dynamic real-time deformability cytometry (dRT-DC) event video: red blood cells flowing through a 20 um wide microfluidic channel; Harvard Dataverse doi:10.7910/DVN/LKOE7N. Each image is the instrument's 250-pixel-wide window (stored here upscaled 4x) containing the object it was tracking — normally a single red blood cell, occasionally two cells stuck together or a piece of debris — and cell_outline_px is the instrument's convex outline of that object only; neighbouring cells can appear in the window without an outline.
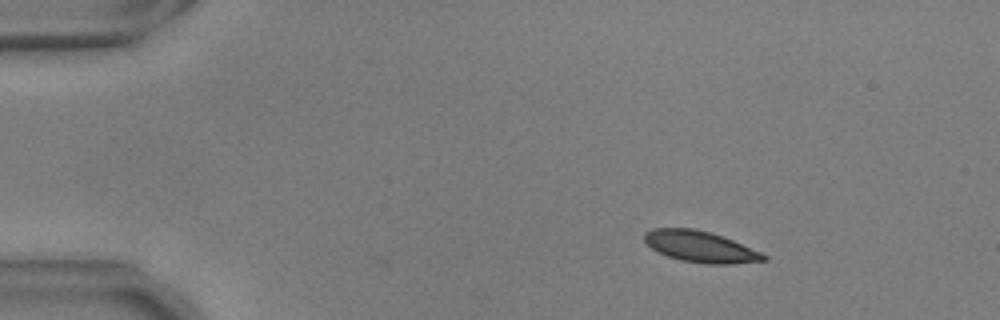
{"species": "common noctule bat (a hibernating species)", "species_latin": "Nyctalus noctula", "temperature_condition": "warm", "stored_images_in_passage": 37, "camera_frame_rate_fps": 3000, "um_per_image_px": 0.085, "animal": {"sex": "male", "body_mass_g": 17.9, "forearm_length_mm": 54.2}, "frame": {"image": 1, "passage_image": 1, "time_ms": 0.0, "image_size_px": [1000, 320], "cell_outline_px": [[768, 260], [732, 264], [708, 264], [680, 260], [656, 252], [644, 240], [644, 232], [652, 228], [692, 228], [712, 232], [724, 236], [760, 252], [768, 256]], "centroid_in_image_um": [59.52, 20.96], "position_along_channel_um": 25.5, "area_um2": 21.79}}
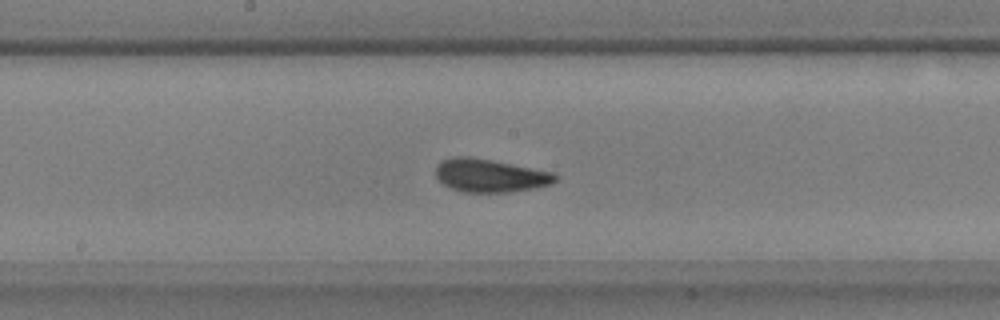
{"frame": {"image": 2, "passage_image": 22, "time_ms": 7.0, "image_size_px": [1000, 320], "cell_outline_px": [[560, 176], [552, 184], [536, 188], [508, 192], [464, 192], [452, 188], [444, 184], [436, 176], [436, 164], [440, 160], [452, 156], [468, 156], [556, 172]], "centroid_in_image_um": [41.69, 14.91], "position_along_channel_um": 206.5, "area_um2": 23.29}}
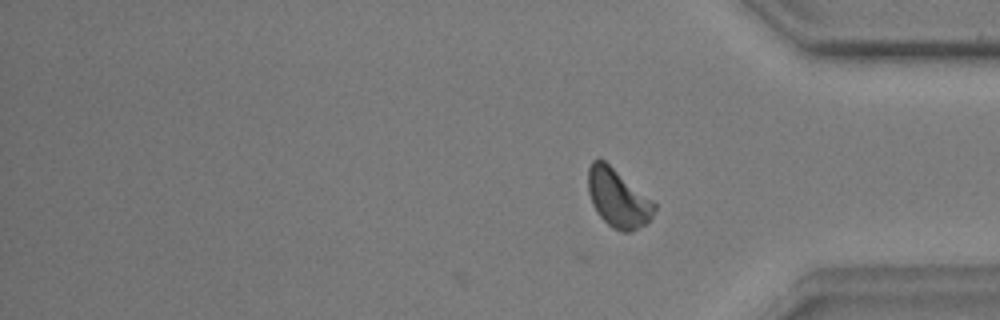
{"frame": {"image": 3, "passage_image": 37, "time_ms": 12.0, "image_size_px": [1000, 320], "cell_outline_px": [[656, 208], [648, 224], [628, 232], [624, 232], [612, 228], [596, 212], [592, 204], [588, 192], [588, 168], [592, 160], [600, 156], [652, 200], [656, 204]], "centroid_in_image_um": [52.51, 16.83], "position_along_channel_um": 382.7, "area_um2": 22.66}, "authors_computed_cell_mechanics": {"area_um2": 22.1952, "velocity_mm_per_s": 3.6835, "shape_relaxation_time_tau1_ms": 5.4218, "shape_relaxation_time_tau2_ms": 1.7911, "deformation_change_tau1": 0.1442, "deformation_change_tau2": 0.0621}}